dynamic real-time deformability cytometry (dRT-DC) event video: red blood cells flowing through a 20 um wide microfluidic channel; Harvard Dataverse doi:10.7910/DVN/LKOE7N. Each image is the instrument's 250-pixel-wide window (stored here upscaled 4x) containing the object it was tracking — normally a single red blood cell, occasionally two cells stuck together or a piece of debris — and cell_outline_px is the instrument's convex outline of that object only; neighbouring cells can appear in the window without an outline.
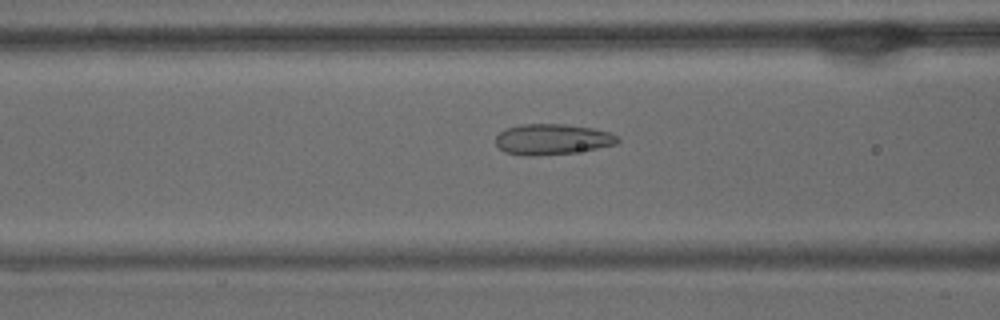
{"species": "common noctule bat (a hibernating species)", "species_latin": "Nyctalus noctula", "temperature_condition": "warm", "stored_images_in_passage": 51, "camera_frame_rate_fps": 3000, "um_per_image_px": 0.085, "animal": {"sex": "male", "body_mass_g": 15.6}, "frame": {"image": 1, "passage_image": 18, "time_ms": 5.667, "image_size_px": [1000, 320], "cell_outline_px": [[620, 140], [616, 144], [596, 148], [572, 152], [536, 156], [524, 156], [504, 152], [496, 144], [496, 136], [504, 128], [520, 124], [564, 124], [592, 128], [608, 132], [616, 136]], "centroid_in_image_um": [46.88, 11.84], "position_along_channel_um": 119.7, "area_um2": 21.73}}
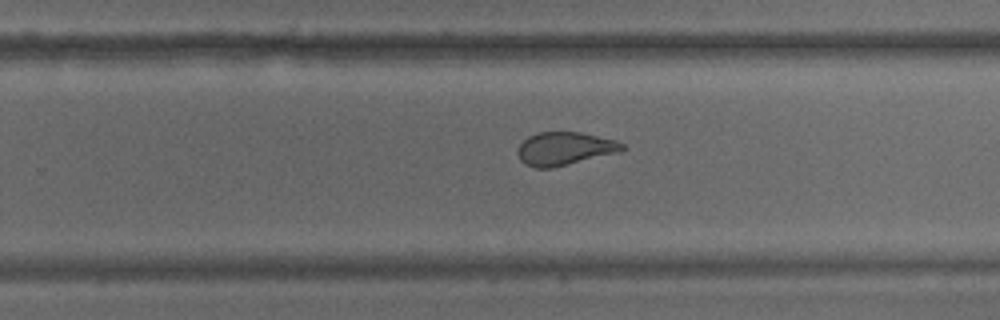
{"frame": {"image": 2, "passage_image": 31, "time_ms": 10.0, "image_size_px": [1000, 320], "cell_outline_px": [[624, 148], [620, 152], [552, 168], [536, 168], [524, 164], [520, 160], [516, 152], [520, 144], [528, 136], [540, 132], [580, 132], [616, 140], [624, 144]], "centroid_in_image_um": [47.98, 12.64], "position_along_channel_um": 281.8, "area_um2": 20.23}}
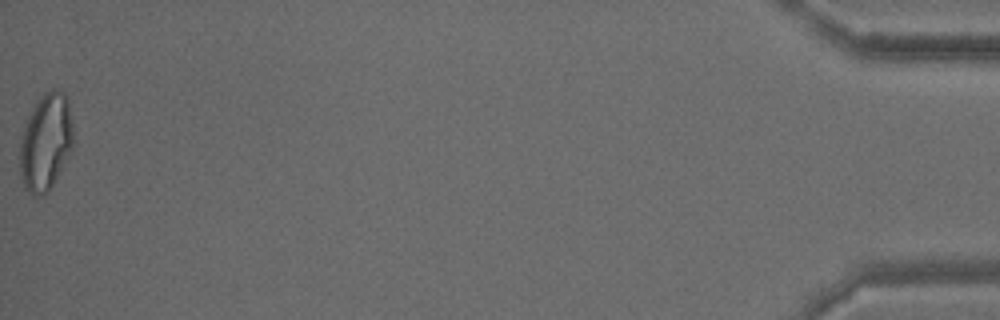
{"frame": {"image": 3, "passage_image": 51, "time_ms": 16.667, "image_size_px": [1000, 320], "cell_outline_px": [[72, 144], [68, 156], [48, 192], [44, 196], [36, 200], [24, 188], [20, 172], [20, 136], [24, 124], [36, 100], [44, 92], [52, 88], [64, 92], [68, 96], [72, 120]], "centroid_in_image_um": [3.86, 12.07], "position_along_channel_um": 431.3, "area_um2": 30.69}, "authors_computed_cell_mechanics": {"area_um2": 23.2934, "velocity_mm_per_s": 3.7449, "shape_relaxation_time_tau1_ms": 9.4719, "shape_relaxation_time_tau2_ms": 1.0423, "deformation_change_tau1": 0.2248, "deformation_change_tau2": 0.0701}}